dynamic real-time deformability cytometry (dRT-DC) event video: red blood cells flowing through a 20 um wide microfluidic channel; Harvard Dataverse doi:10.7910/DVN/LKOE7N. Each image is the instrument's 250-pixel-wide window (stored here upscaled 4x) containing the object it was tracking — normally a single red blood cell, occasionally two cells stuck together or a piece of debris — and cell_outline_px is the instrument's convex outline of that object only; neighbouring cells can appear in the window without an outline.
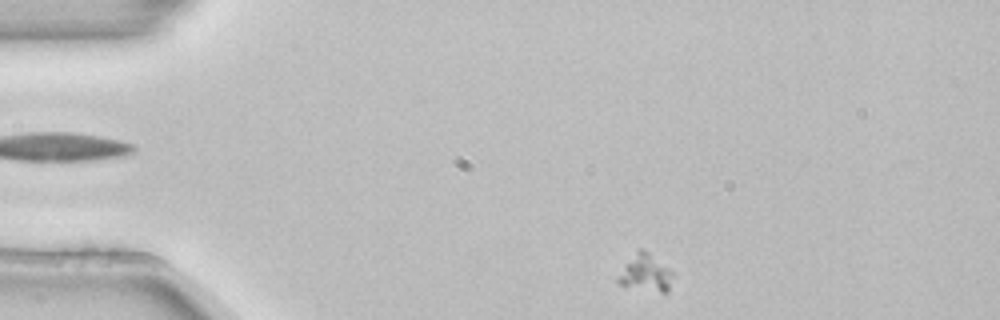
{"species": "common noctule bat (a hibernating species)", "species_latin": "Nyctalus noctula", "temperature_condition": "room temperature", "stored_images_in_passage": 5, "segment_of_instrument_passage": [2, 2], "camera_frame_rate_fps": 3000, "um_per_image_px": 0.085, "animal": {"sex": "female", "body_mass_g": 22.7, "forearm_length_mm": 54.2}, "frame": {"image": 1, "passage_image": 5, "time_ms": 1.333, "image_size_px": [1000, 320], "cell_outline_px": [[672, 276], [668, 292], [660, 292], [620, 284], [616, 280], [616, 276], [636, 248], [640, 248], [648, 252], [668, 268], [672, 272]], "centroid_in_image_um": [54.83, 23.17], "position_along_channel_um": 30.2, "area_um2": 11.62}}